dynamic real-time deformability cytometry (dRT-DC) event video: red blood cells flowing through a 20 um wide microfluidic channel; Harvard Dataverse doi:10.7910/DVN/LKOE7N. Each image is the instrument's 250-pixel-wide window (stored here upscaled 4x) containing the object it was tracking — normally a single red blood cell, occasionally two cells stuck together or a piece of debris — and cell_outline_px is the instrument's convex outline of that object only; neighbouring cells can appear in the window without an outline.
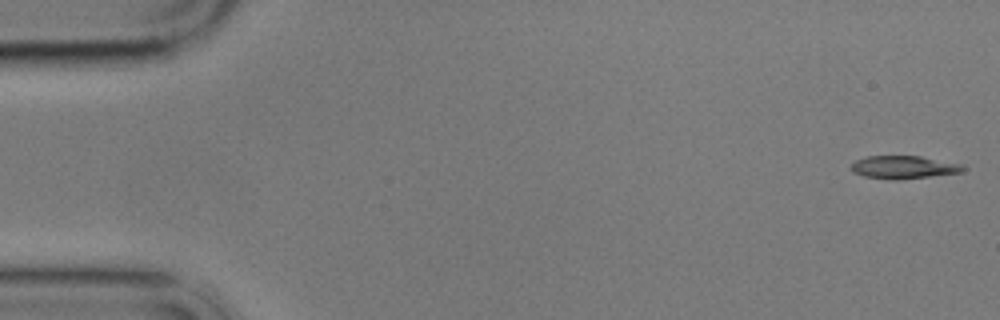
{"species": "common noctule bat (a hibernating species)", "species_latin": "Nyctalus noctula", "temperature_condition": "cold", "stored_images_in_passage": 4, "camera_frame_rate_fps": 3000, "um_per_image_px": 0.085, "animal": {"sex": "male", "body_mass_g": 17.9}, "frame": {"image": 1, "passage_image": 1, "time_ms": 0.0, "image_size_px": [1000, 320], "cell_outline_px": [[968, 168], [960, 172], [896, 180], [864, 176], [852, 172], [848, 168], [856, 160], [868, 156], [920, 156], [960, 164]], "centroid_in_image_um": [76.76, 14.21], "position_along_channel_um": 8.2, "area_um2": 14.74}}
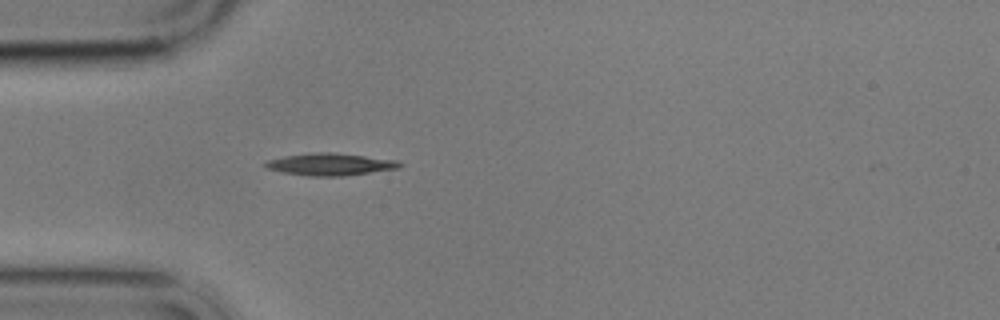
{"frame": {"image": 2, "passage_image": 4, "time_ms": 5.0, "image_size_px": [1000, 320], "cell_outline_px": [[404, 164], [400, 168], [344, 176], [308, 176], [284, 172], [268, 168], [264, 164], [268, 160], [284, 156], [316, 152], [332, 152], [400, 160]], "centroid_in_image_um": [28.16, 13.96], "position_along_channel_um": 56.8, "area_um2": 17.34}}